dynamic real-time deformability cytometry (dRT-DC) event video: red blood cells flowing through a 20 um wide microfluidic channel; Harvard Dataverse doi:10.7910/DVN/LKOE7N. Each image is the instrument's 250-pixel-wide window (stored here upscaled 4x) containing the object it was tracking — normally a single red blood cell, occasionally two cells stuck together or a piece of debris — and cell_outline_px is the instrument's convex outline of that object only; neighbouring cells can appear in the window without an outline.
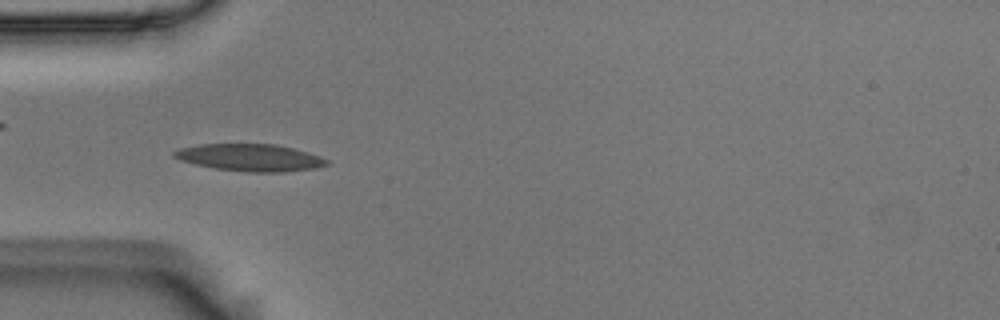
{"species": "Egyptian fruit bat (a non-hibernating species)", "species_latin": "Rousettus aegyptiacus", "temperature_condition": "room temperature", "stored_images_in_passage": 54, "camera_frame_rate_fps": 3000, "um_per_image_px": 0.085, "animal": {"sex": "male"}, "frame": {"image": 1, "passage_image": 16, "time_ms": 5.0, "image_size_px": [1000, 320], "cell_outline_px": [[328, 164], [316, 168], [284, 172], [248, 172], [212, 168], [180, 160], [172, 156], [172, 152], [180, 148], [200, 144], [276, 144], [308, 152], [320, 156], [328, 160]], "centroid_in_image_um": [21.25, 13.39], "position_along_channel_um": 63.8, "area_um2": 24.16}}
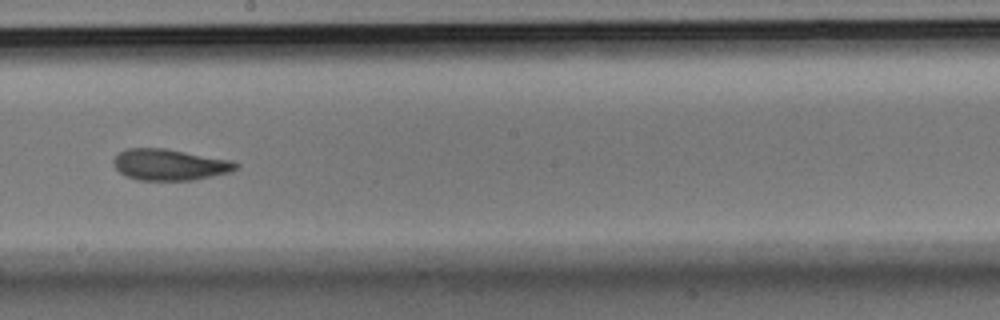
{"frame": {"image": 2, "passage_image": 30, "time_ms": 9.667, "image_size_px": [1000, 320], "cell_outline_px": [[240, 168], [232, 172], [192, 180], [136, 180], [120, 172], [112, 164], [112, 160], [124, 148], [164, 148], [232, 160], [240, 164]], "centroid_in_image_um": [14.45, 13.99], "position_along_channel_um": 233.8, "area_um2": 22.43}}
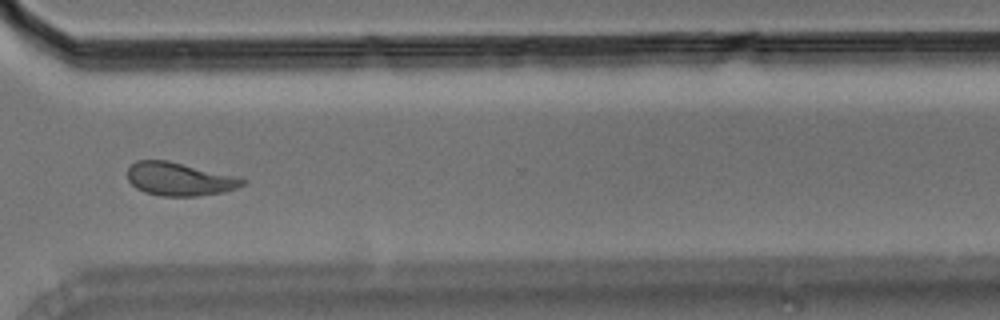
{"frame": {"image": 3, "passage_image": 40, "time_ms": 13.0, "image_size_px": [1000, 320], "cell_outline_px": [[248, 180], [244, 184], [236, 188], [224, 192], [196, 196], [160, 196], [144, 192], [136, 188], [128, 180], [128, 168], [136, 160], [168, 160], [236, 176]], "centroid_in_image_um": [15.25, 15.22], "position_along_channel_um": 355.4, "area_um2": 22.31}, "authors_computed_cell_mechanics": {"area_um2": 22.5998, "velocity_mm_per_s": 3.6482, "shape_relaxation_time_tau1_ms": 4.9628, "shape_relaxation_time_tau2_ms": 2.7984, "deformation_change_tau1": 0.1756, "deformation_change_tau2": 0.0945}}